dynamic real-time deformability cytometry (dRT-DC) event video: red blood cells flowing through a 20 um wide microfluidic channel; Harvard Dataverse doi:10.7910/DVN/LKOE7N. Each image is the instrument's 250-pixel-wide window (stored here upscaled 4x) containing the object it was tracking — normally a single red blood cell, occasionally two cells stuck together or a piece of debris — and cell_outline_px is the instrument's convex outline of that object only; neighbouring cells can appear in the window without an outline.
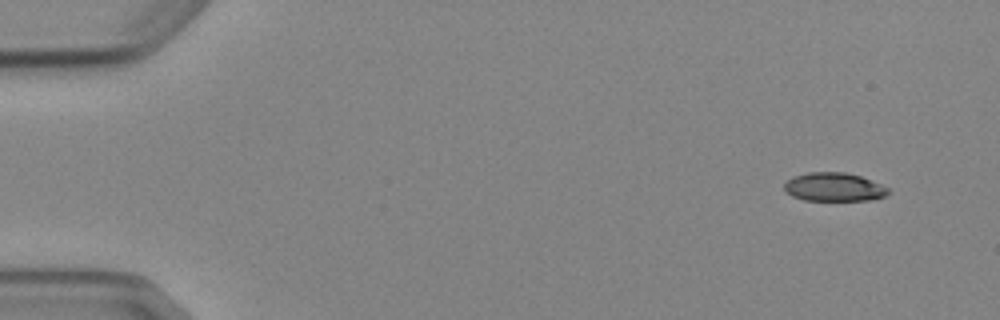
{"species": "Egyptian fruit bat (a non-hibernating species)", "species_latin": "Rousettus aegyptiacus", "temperature_condition": "cold", "stored_images_in_passage": 4, "camera_frame_rate_fps": 3000, "um_per_image_px": 0.085, "animal": {"sex": "female"}, "frame": {"image": 1, "passage_image": 1, "time_ms": 0.0, "image_size_px": [1000, 320], "cell_outline_px": [[892, 192], [884, 196], [872, 200], [804, 200], [792, 196], [784, 192], [784, 184], [792, 176], [808, 172], [844, 172], [860, 176], [880, 184], [888, 188]], "centroid_in_image_um": [70.87, 15.9], "position_along_channel_um": 14.1, "area_um2": 17.4}}
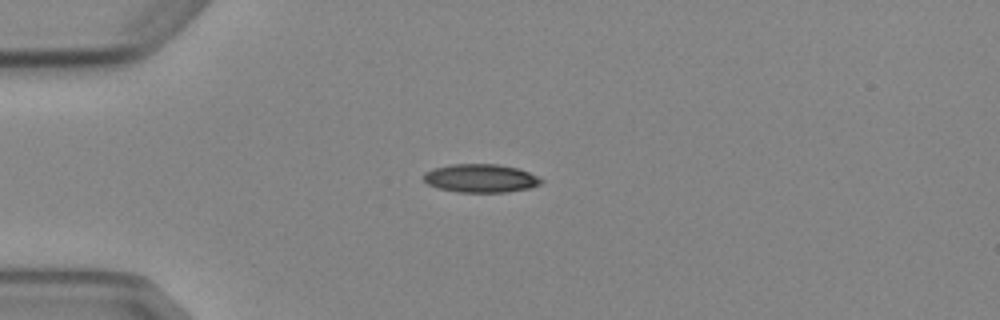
{"frame": {"image": 2, "passage_image": 4, "time_ms": 3.333, "image_size_px": [1000, 320], "cell_outline_px": [[544, 180], [540, 184], [528, 188], [508, 192], [460, 192], [440, 188], [428, 184], [424, 180], [424, 172], [432, 168], [452, 164], [496, 164], [516, 168], [528, 172]], "centroid_in_image_um": [40.84, 15.15], "position_along_channel_um": 44.2, "area_um2": 19.25}}